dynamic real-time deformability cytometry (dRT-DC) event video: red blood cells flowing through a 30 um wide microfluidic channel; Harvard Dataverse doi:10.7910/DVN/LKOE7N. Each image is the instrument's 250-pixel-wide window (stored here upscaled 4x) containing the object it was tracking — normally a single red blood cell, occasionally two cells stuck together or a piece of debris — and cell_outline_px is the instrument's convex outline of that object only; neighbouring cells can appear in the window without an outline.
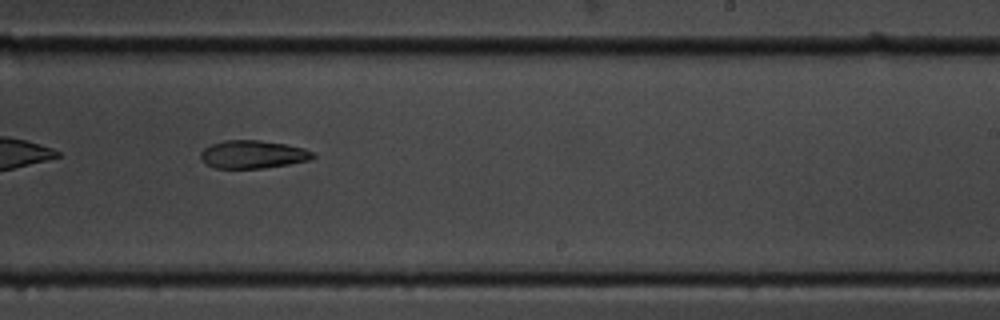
{"species": "common noctule bat (a hibernating species)", "species_latin": "Nyctalus noctula", "temperature_condition": "cold", "stored_images_in_passage": 38, "camera_frame_rate_fps": 3000, "um_per_image_px": 0.085, "animal": {"sex": "male", "body_mass_g": 19.5, "forearm_length_mm": 54.6}, "frame": {"image": 1, "passage_image": 17, "time_ms": 5.333, "image_size_px": [1000, 320], "cell_outline_px": [[316, 156], [308, 160], [288, 164], [264, 168], [216, 168], [204, 164], [200, 160], [200, 152], [204, 148], [212, 144], [224, 140], [260, 140], [284, 144], [304, 148], [312, 152]], "centroid_in_image_um": [21.44, 13.12], "position_along_channel_um": 267.6, "area_um2": 18.32}}